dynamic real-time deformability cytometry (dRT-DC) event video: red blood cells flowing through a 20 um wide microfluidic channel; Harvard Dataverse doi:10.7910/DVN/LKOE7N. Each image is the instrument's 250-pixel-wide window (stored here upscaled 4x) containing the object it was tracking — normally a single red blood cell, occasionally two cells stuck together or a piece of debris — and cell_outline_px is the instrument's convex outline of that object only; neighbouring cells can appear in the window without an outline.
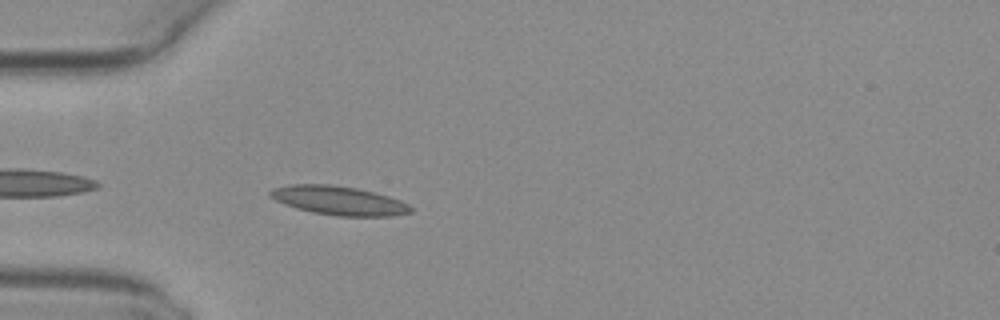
{"species": "common noctule bat (a hibernating species)", "species_latin": "Nyctalus noctula", "temperature_condition": "warm", "stored_images_in_passage": 32, "camera_frame_rate_fps": 3000, "um_per_image_px": 0.085, "animal": {"sex": "female", "body_mass_g": 29.2, "forearm_length_mm": 56.3}, "frame": {"image": 1, "passage_image": 2, "time_ms": 0.333, "image_size_px": [1000, 320], "cell_outline_px": [[412, 212], [392, 216], [336, 216], [312, 212], [296, 208], [284, 204], [268, 196], [268, 192], [272, 188], [288, 184], [328, 184], [356, 188], [388, 196], [400, 200], [408, 204], [412, 208]], "centroid_in_image_um": [28.76, 17.04], "position_along_channel_um": 56.2, "area_um2": 23.7}}
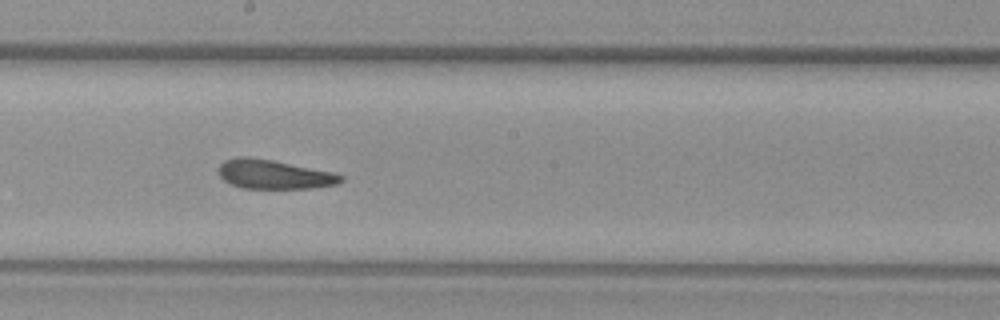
{"frame": {"image": 2, "passage_image": 15, "time_ms": 4.667, "image_size_px": [1000, 320], "cell_outline_px": [[344, 180], [336, 184], [312, 188], [240, 188], [224, 180], [216, 172], [216, 168], [224, 160], [240, 156], [248, 156], [272, 160], [332, 172], [344, 176]], "centroid_in_image_um": [23.23, 14.81], "position_along_channel_um": 225.0, "area_um2": 20.81}}
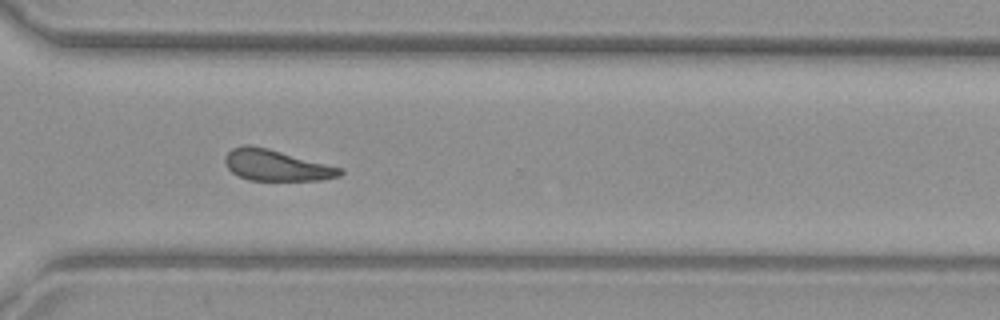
{"frame": {"image": 3, "passage_image": 24, "time_ms": 7.667, "image_size_px": [1000, 320], "cell_outline_px": [[344, 172], [340, 176], [320, 180], [248, 180], [236, 176], [228, 168], [224, 160], [224, 156], [232, 148], [248, 144], [268, 148], [344, 168]], "centroid_in_image_um": [23.49, 14.05], "position_along_channel_um": 347.1, "area_um2": 20.98}, "authors_computed_cell_mechanics": {"area_um2": 21.5305, "velocity_mm_per_s": 4.0762, "shape_relaxation_time_tau1_ms": null, "shape_relaxation_time_tau2_ms": 3.1579, "deformation_change_tau1": null, "deformation_change_tau2": 0.1258}}